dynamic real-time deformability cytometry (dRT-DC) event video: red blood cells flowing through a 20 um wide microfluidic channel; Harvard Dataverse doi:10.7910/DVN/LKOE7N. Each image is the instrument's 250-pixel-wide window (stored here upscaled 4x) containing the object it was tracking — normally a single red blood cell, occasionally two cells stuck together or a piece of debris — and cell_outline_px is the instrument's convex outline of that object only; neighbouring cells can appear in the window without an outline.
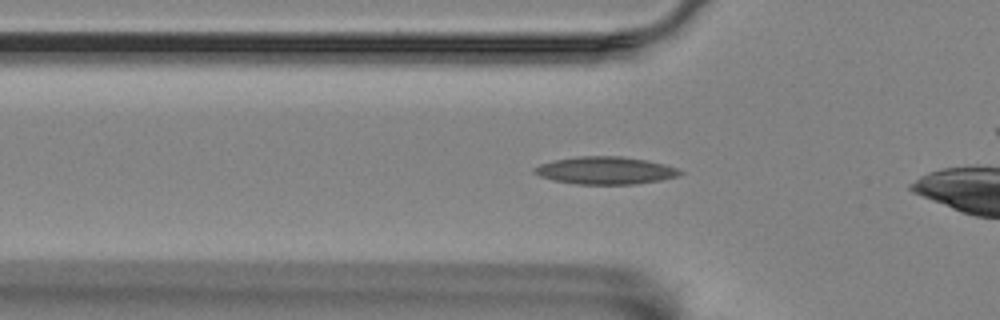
{"species": "Egyptian fruit bat (a non-hibernating species)", "species_latin": "Rousettus aegyptiacus", "temperature_condition": "room temperature", "stored_images_in_passage": 34, "camera_frame_rate_fps": 3000, "um_per_image_px": 0.085, "animal": {"sex": "female"}, "frame": {"image": 1, "passage_image": 6, "time_ms": 1.667, "image_size_px": [1000, 320], "cell_outline_px": [[684, 172], [680, 176], [660, 180], [636, 184], [576, 184], [552, 180], [540, 176], [532, 172], [532, 168], [540, 164], [552, 160], [576, 156], [620, 156], [644, 160], [664, 164], [676, 168]], "centroid_in_image_um": [51.42, 14.49], "position_along_channel_um": 74.4, "area_um2": 23.47}}
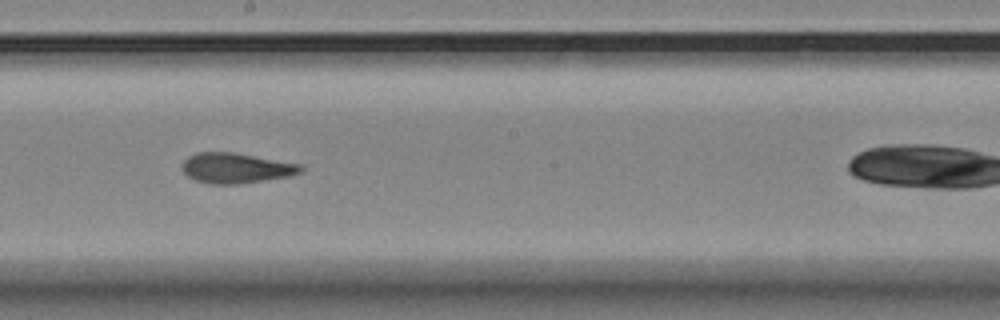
{"frame": {"image": 2, "passage_image": 19, "time_ms": 6.0, "image_size_px": [1000, 320], "cell_outline_px": [[304, 168], [300, 172], [288, 176], [240, 184], [208, 184], [196, 180], [188, 176], [184, 172], [184, 160], [188, 156], [196, 152], [232, 152], [300, 164]], "centroid_in_image_um": [20.04, 14.28], "position_along_channel_um": 228.2, "area_um2": 20.63}}
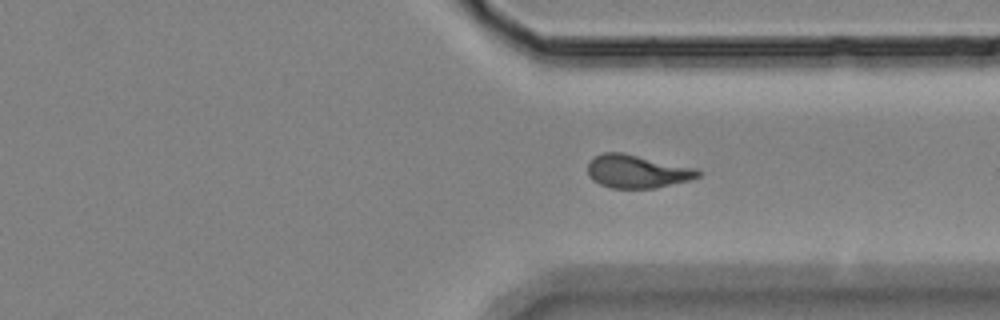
{"frame": {"image": 3, "passage_image": 30, "time_ms": 9.667, "image_size_px": [1000, 320], "cell_outline_px": [[700, 176], [688, 180], [656, 188], [612, 188], [600, 184], [592, 180], [588, 176], [588, 164], [596, 156], [604, 152], [620, 152], [696, 168], [700, 172]], "centroid_in_image_um": [54.13, 14.58], "position_along_channel_um": 357.3, "area_um2": 21.04}}